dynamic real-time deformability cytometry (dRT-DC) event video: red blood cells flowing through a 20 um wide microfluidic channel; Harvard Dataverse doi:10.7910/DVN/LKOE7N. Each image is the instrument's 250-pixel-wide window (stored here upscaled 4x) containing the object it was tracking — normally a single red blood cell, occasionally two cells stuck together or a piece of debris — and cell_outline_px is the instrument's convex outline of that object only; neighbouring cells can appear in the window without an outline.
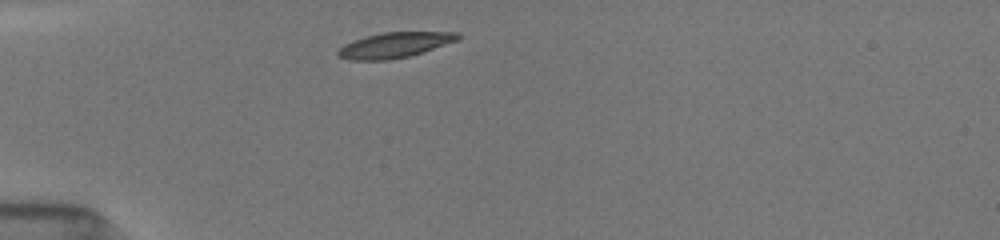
{"species": "common noctule bat (a hibernating species)", "species_latin": "Nyctalus noctula", "temperature_condition": "room temperature", "stored_images_in_passage": 4, "camera_frame_rate_fps": 3000, "um_per_image_px": 0.085, "animal": {"sex": "female", "body_mass_g": 19.5, "forearm_length_mm": 54.1}, "frame": {"image": 1, "passage_image": 1, "time_ms": 0.0, "image_size_px": [1000, 240], "cell_outline_px": [[460, 40], [408, 56], [388, 60], [348, 60], [340, 56], [336, 52], [344, 44], [352, 40], [364, 36], [384, 32], [460, 32]], "centroid_in_image_um": [33.54, 3.82], "position_along_channel_um": 51.5, "area_um2": 17.69}}
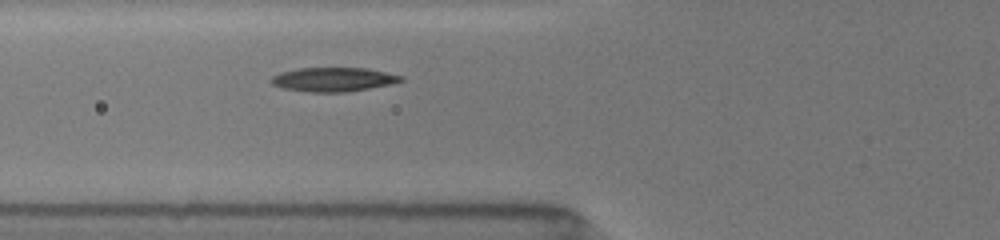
{"frame": {"image": 2, "passage_image": 4, "time_ms": 1.667, "image_size_px": [1000, 240], "cell_outline_px": [[404, 80], [388, 84], [348, 92], [312, 92], [284, 88], [272, 84], [268, 80], [272, 76], [280, 72], [300, 68], [368, 68], [404, 76]], "centroid_in_image_um": [28.32, 6.74], "position_along_channel_um": 97.5, "area_um2": 18.09}}